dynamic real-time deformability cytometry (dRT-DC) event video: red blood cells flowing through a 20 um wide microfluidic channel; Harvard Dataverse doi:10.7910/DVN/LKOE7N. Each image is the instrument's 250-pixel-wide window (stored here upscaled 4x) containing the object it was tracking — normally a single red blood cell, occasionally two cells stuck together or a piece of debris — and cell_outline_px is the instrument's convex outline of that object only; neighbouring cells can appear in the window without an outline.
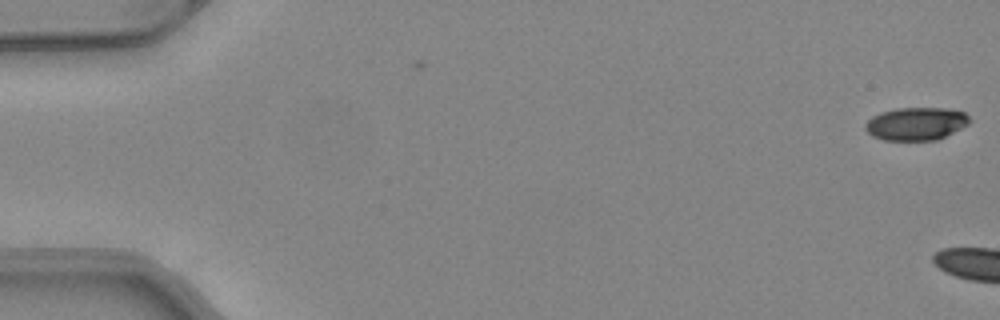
{"species": "common noctule bat (a hibernating species)", "species_latin": "Nyctalus noctula", "temperature_condition": "warm", "stored_images_in_passage": 4, "camera_frame_rate_fps": 3000, "um_per_image_px": 0.085, "animal": {"sex": "female", "body_mass_g": 24.6, "forearm_length_mm": 56.2}, "frame": {"image": 1, "passage_image": 4, "time_ms": 1.0, "image_size_px": [1000, 320], "cell_outline_px": [[968, 124], [936, 140], [884, 140], [872, 136], [864, 128], [864, 124], [872, 116], [880, 112], [896, 108], [944, 108], [964, 112], [968, 116]], "centroid_in_image_um": [77.8, 10.51], "position_along_channel_um": 7.2, "area_um2": 19.83}}